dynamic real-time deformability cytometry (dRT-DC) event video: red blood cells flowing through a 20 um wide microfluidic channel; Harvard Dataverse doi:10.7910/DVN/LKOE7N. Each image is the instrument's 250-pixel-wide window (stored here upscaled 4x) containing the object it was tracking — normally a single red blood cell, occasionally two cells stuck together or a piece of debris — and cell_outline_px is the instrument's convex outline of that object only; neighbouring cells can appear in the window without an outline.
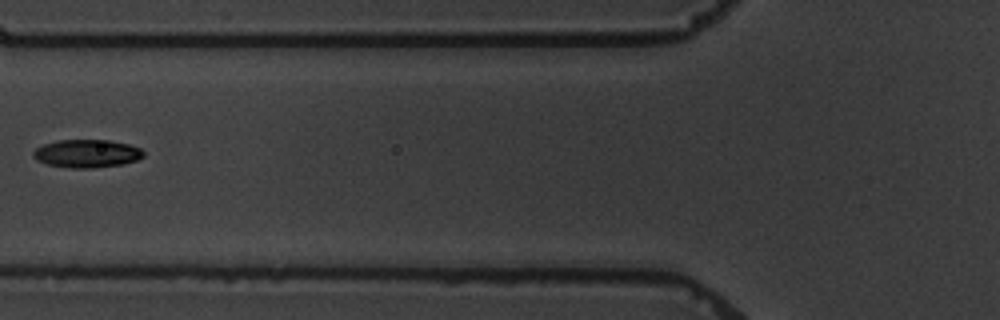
{"species": "common noctule bat (a hibernating species)", "species_latin": "Nyctalus noctula", "temperature_condition": "warm", "stored_images_in_passage": 3, "camera_frame_rate_fps": 3000, "um_per_image_px": 0.085, "animal": {"sex": "male", "body_mass_g": 19.5, "forearm_length_mm": 54.6}, "frame": {"image": 1, "passage_image": 3, "time_ms": 2.333, "image_size_px": [1000, 320], "cell_outline_px": [[144, 156], [136, 160], [124, 164], [92, 168], [72, 168], [48, 164], [36, 160], [32, 156], [32, 152], [36, 148], [44, 144], [56, 140], [108, 140], [128, 144], [140, 148], [144, 152]], "centroid_in_image_um": [7.37, 13.05], "position_along_channel_um": 118.4, "area_um2": 18.03}}